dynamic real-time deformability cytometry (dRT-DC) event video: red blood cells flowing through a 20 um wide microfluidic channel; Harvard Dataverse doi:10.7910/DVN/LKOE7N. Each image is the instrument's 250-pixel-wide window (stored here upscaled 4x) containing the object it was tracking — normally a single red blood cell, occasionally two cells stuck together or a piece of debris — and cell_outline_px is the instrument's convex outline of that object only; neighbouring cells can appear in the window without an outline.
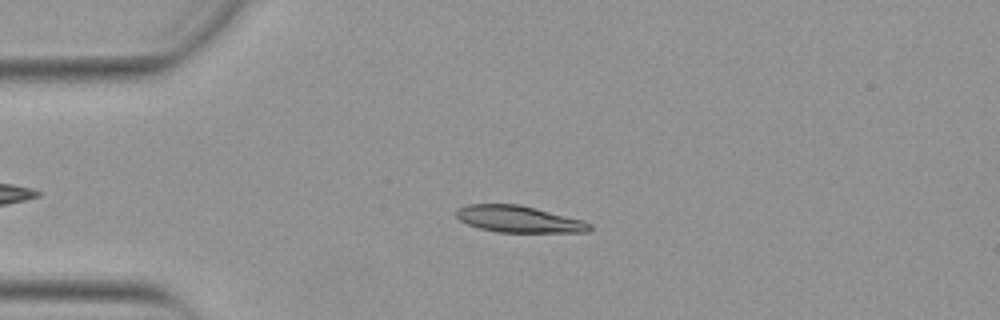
{"species": "Egyptian fruit bat (a non-hibernating species)", "species_latin": "Rousettus aegyptiacus", "temperature_condition": "warm", "stored_images_in_passage": 33, "camera_frame_rate_fps": 3000, "um_per_image_px": 0.085, "animal": {"sex": "female"}, "frame": {"image": 1, "passage_image": 4, "time_ms": 1.0, "image_size_px": [1000, 320], "cell_outline_px": [[592, 228], [588, 232], [496, 232], [480, 228], [468, 224], [460, 220], [456, 216], [456, 208], [468, 204], [520, 204], [584, 220], [592, 224]], "centroid_in_image_um": [44.11, 18.62], "position_along_channel_um": 40.9, "area_um2": 20.81}}
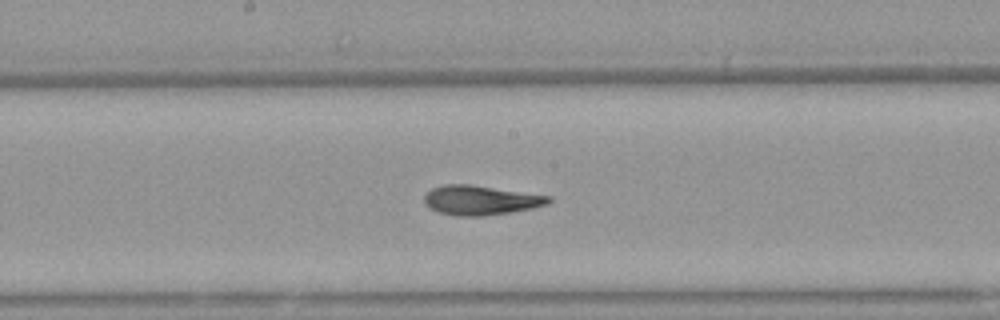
{"frame": {"image": 2, "passage_image": 19, "time_ms": 6.0, "image_size_px": [1000, 320], "cell_outline_px": [[552, 200], [548, 204], [532, 208], [484, 216], [456, 216], [436, 212], [428, 208], [424, 204], [424, 196], [432, 188], [444, 184], [472, 184], [552, 196]], "centroid_in_image_um": [40.83, 17.01], "position_along_channel_um": 207.4, "area_um2": 21.62}}
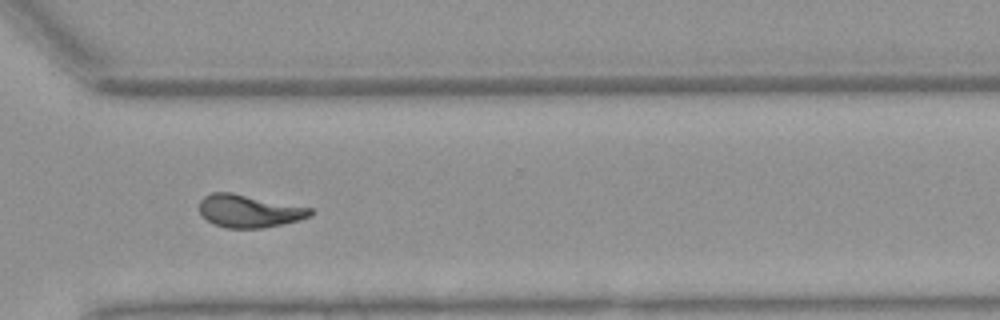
{"frame": {"image": 3, "passage_image": 30, "time_ms": 9.667, "image_size_px": [1000, 320], "cell_outline_px": [[316, 212], [312, 216], [300, 220], [264, 228], [228, 228], [212, 224], [200, 212], [200, 200], [204, 196], [212, 192], [232, 192], [312, 208]], "centroid_in_image_um": [21.21, 17.94], "position_along_channel_um": 349.4, "area_um2": 21.33}, "authors_computed_cell_mechanics": {"area_um2": 21.2126, "velocity_mm_per_s": 3.8696, "shape_relaxation_time_tau1_ms": 6.1772, "shape_relaxation_time_tau2_ms": 1.8023, "deformation_change_tau1": 0.2224, "deformation_change_tau2": 0.0898}}